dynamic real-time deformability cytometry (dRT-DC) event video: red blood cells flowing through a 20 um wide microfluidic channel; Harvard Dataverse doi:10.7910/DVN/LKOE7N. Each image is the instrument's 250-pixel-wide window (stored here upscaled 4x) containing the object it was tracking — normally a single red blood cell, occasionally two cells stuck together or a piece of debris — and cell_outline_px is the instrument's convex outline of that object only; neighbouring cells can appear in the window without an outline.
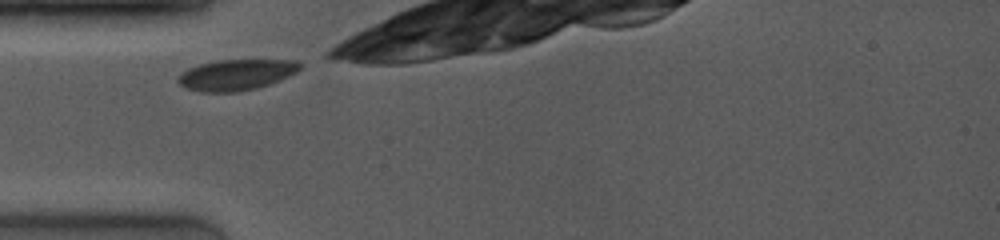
{"species": "common noctule bat (a hibernating species)", "species_latin": "Nyctalus noctula", "temperature_condition": "room temperature", "stored_images_in_passage": 47, "camera_frame_rate_fps": 4000, "um_per_image_px": 0.085, "animal": {"sex": "female", "body_mass_g": 19.0, "forearm_length_mm": 53.3}, "frame": {"image": 1, "passage_image": 1, "time_ms": 0.0, "image_size_px": [1000, 240], "cell_outline_px": [[304, 64], [296, 72], [288, 76], [268, 84], [256, 88], [236, 92], [200, 92], [184, 88], [176, 80], [176, 76], [188, 68], [200, 64], [216, 60], [296, 60]], "centroid_in_image_um": [20.04, 6.35], "position_along_channel_um": 65.0, "area_um2": 22.02}}
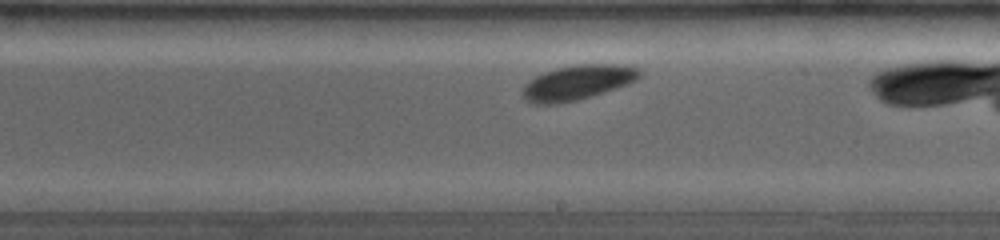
{"frame": {"image": 2, "passage_image": 25, "time_ms": 4.5, "image_size_px": [1000, 240], "cell_outline_px": [[644, 72], [636, 80], [628, 84], [616, 88], [576, 100], [560, 104], [532, 104], [524, 100], [520, 92], [524, 84], [528, 80], [544, 72], [556, 68], [576, 64], [620, 64], [640, 68]], "centroid_in_image_um": [49.06, 7.01], "position_along_channel_um": 239.9, "area_um2": 24.04}}
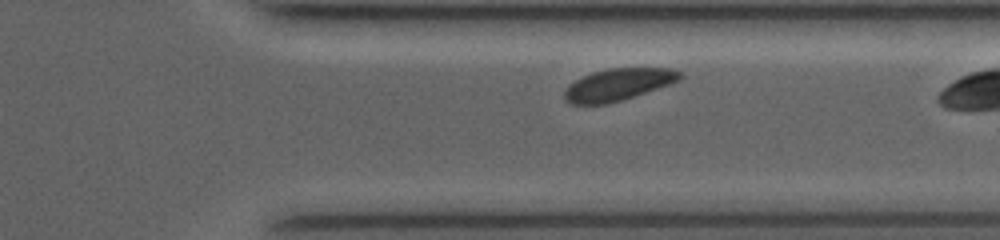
{"frame": {"image": 3, "passage_image": 38, "time_ms": 7.5, "image_size_px": [1000, 240], "cell_outline_px": [[684, 76], [680, 80], [620, 100], [604, 104], [568, 104], [564, 100], [564, 92], [576, 80], [592, 72], [608, 68], [672, 68], [680, 72]], "centroid_in_image_um": [52.53, 7.17], "position_along_channel_um": 358.9, "area_um2": 21.1}}